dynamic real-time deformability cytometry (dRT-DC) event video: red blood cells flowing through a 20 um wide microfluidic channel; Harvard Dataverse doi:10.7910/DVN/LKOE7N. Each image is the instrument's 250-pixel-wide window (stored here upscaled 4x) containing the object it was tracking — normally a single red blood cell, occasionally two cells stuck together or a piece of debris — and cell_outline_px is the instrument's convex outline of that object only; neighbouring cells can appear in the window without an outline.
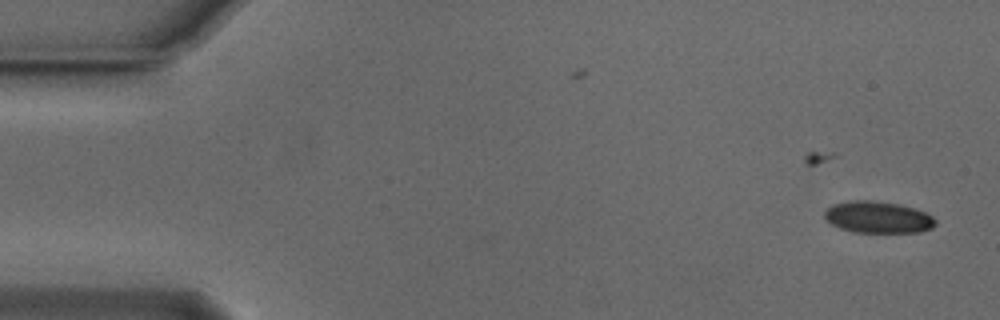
{"species": "Egyptian fruit bat (a non-hibernating species)", "species_latin": "Rousettus aegyptiacus", "temperature_condition": "cold", "stored_images_in_passage": 45, "camera_frame_rate_fps": 3000, "um_per_image_px": 0.085, "animal": {"sex": "male"}, "frame": {"image": 1, "passage_image": 1, "time_ms": 0.0, "image_size_px": [1000, 320], "cell_outline_px": [[936, 224], [932, 228], [920, 232], [852, 232], [840, 228], [832, 224], [824, 216], [824, 212], [832, 204], [848, 200], [872, 200], [900, 204], [916, 208], [932, 216], [936, 220]], "centroid_in_image_um": [74.63, 18.45], "position_along_channel_um": 10.4, "area_um2": 20.63}}
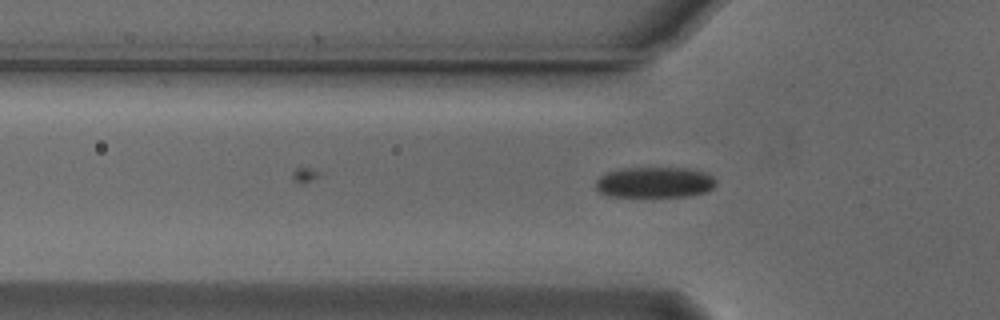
{"frame": {"image": 2, "passage_image": 16, "time_ms": 5.0, "image_size_px": [1000, 320], "cell_outline_px": [[716, 184], [708, 192], [688, 196], [608, 196], [600, 192], [596, 188], [596, 180], [604, 172], [620, 168], [692, 168], [708, 172], [716, 180]], "centroid_in_image_um": [55.67, 15.48], "position_along_channel_um": 70.1, "area_um2": 21.85}}
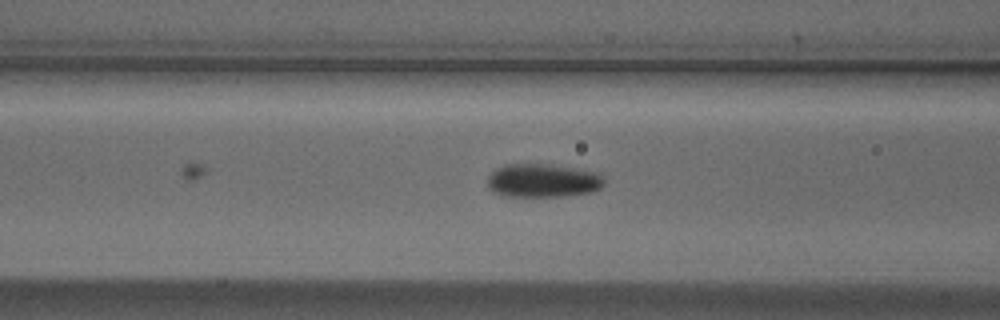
{"frame": {"image": 3, "passage_image": 20, "time_ms": 6.333, "image_size_px": [1000, 320], "cell_outline_px": [[604, 184], [600, 188], [592, 192], [568, 196], [504, 196], [492, 192], [488, 188], [488, 176], [496, 168], [504, 164], [548, 164], [600, 172], [604, 176]], "centroid_in_image_um": [46.16, 15.35], "position_along_channel_um": 120.4, "area_um2": 23.12}}